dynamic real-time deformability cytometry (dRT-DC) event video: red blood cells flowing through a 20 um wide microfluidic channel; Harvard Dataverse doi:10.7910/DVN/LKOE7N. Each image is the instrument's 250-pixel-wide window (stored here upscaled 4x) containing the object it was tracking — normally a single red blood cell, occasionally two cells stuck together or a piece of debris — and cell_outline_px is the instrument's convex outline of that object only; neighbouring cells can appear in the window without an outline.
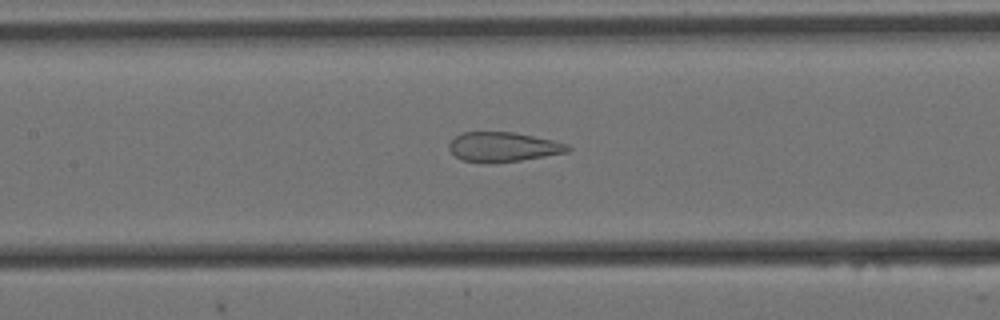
{"species": "Egyptian fruit bat (a non-hibernating species)", "species_latin": "Rousettus aegyptiacus", "temperature_condition": "cold", "stored_images_in_passage": 56, "camera_frame_rate_fps": 3000, "um_per_image_px": 0.085, "animal": {"sex": "female"}, "frame": {"image": 1, "passage_image": 24, "time_ms": 7.667, "image_size_px": [1000, 320], "cell_outline_px": [[572, 148], [568, 152], [520, 160], [488, 164], [460, 160], [448, 148], [448, 144], [460, 132], [516, 132], [552, 140], [568, 144]], "centroid_in_image_um": [42.74, 12.49], "position_along_channel_um": 164.7, "area_um2": 20.63}}
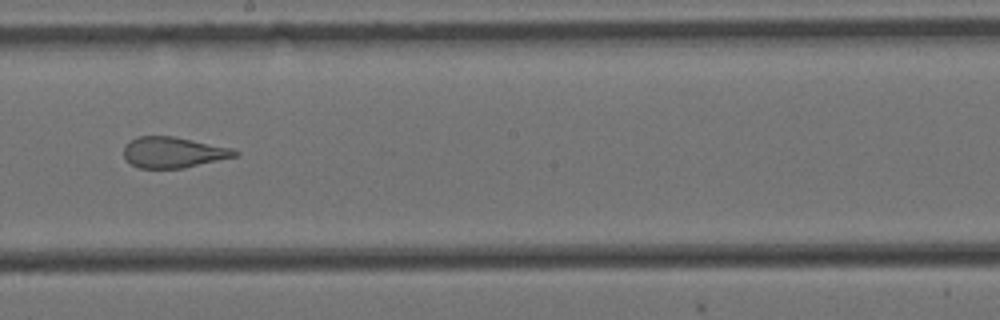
{"frame": {"image": 2, "passage_image": 30, "time_ms": 9.667, "image_size_px": [1000, 320], "cell_outline_px": [[240, 152], [236, 156], [184, 168], [140, 168], [132, 164], [124, 156], [124, 144], [128, 140], [136, 136], [172, 136], [232, 148]], "centroid_in_image_um": [14.7, 12.94], "position_along_channel_um": 233.5, "area_um2": 19.88}}
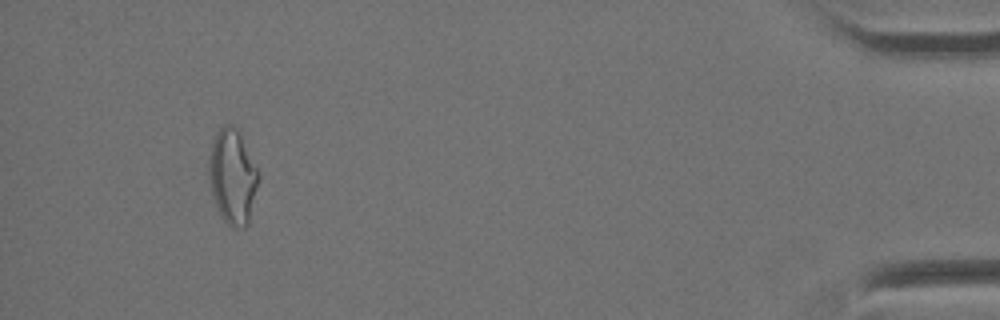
{"frame": {"image": 3, "passage_image": 52, "time_ms": 17.0, "image_size_px": [1000, 320], "cell_outline_px": [[256, 184], [248, 224], [244, 228], [232, 228], [220, 216], [216, 208], [212, 196], [208, 172], [208, 164], [212, 144], [216, 132], [224, 124], [228, 124], [236, 128], [256, 168]], "centroid_in_image_um": [19.7, 15.05], "position_along_channel_um": 415.5, "area_um2": 26.53}, "authors_computed_cell_mechanics": {"area_um2": 23.9292, "velocity_mm_per_s": 3.4679, "shape_relaxation_time_tau1_ms": null, "shape_relaxation_time_tau2_ms": 1.4935, "deformation_change_tau1": null, "deformation_change_tau2": 0.1091}}